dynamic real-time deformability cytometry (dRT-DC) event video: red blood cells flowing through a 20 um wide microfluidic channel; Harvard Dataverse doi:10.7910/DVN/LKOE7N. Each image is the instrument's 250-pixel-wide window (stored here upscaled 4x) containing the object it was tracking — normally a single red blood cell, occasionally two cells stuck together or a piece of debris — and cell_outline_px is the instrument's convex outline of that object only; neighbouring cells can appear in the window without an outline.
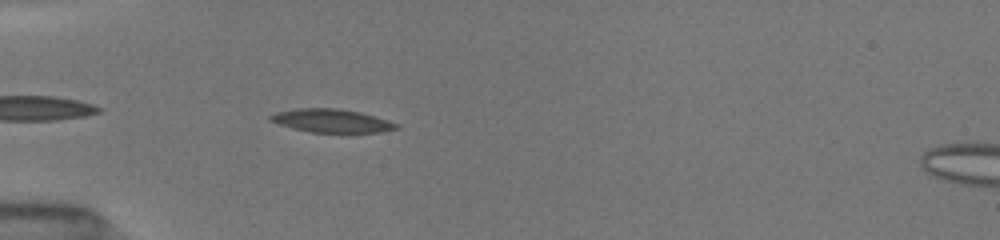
{"species": "common noctule bat (a hibernating species)", "species_latin": "Nyctalus noctula", "temperature_condition": "room temperature", "stored_images_in_passage": 34, "camera_frame_rate_fps": 3000, "um_per_image_px": 0.085, "animal": {"sex": "female", "body_mass_g": 19.5, "forearm_length_mm": 54.1}, "frame": {"image": 1, "passage_image": 3, "time_ms": 0.667, "image_size_px": [1000, 240], "cell_outline_px": [[400, 128], [380, 132], [312, 132], [292, 128], [268, 120], [268, 116], [276, 112], [296, 108], [336, 108], [360, 112], [388, 120], [400, 124]], "centroid_in_image_um": [28.19, 10.26], "position_along_channel_um": 56.8, "area_um2": 17.11}}
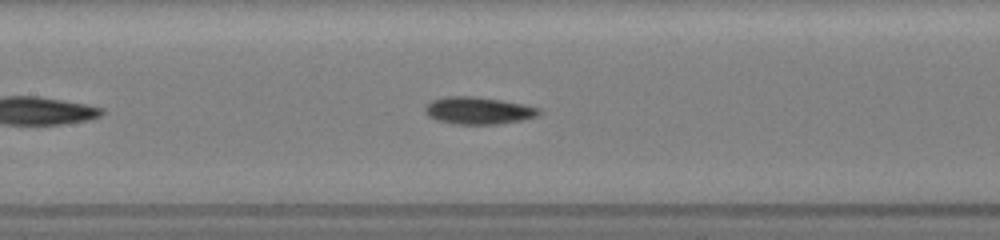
{"frame": {"image": 2, "passage_image": 12, "time_ms": 3.667, "image_size_px": [1000, 240], "cell_outline_px": [[544, 112], [536, 116], [524, 120], [496, 124], [456, 124], [436, 120], [428, 116], [424, 112], [424, 108], [432, 100], [444, 96], [472, 96], [500, 100], [524, 104], [540, 108]], "centroid_in_image_um": [40.67, 9.4], "position_along_channel_um": 166.7, "area_um2": 18.21}}
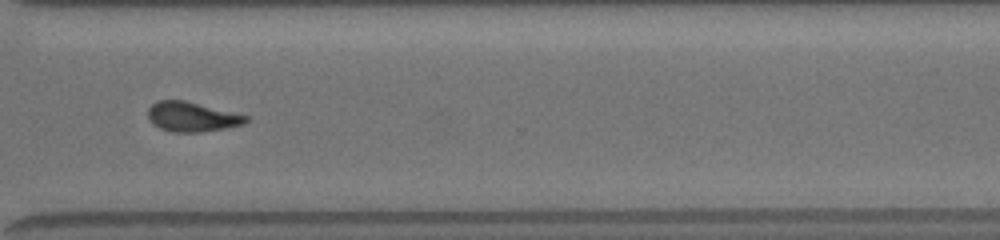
{"frame": {"image": 3, "passage_image": 26, "time_ms": 8.333, "image_size_px": [1000, 240], "cell_outline_px": [[248, 120], [244, 124], [224, 128], [200, 132], [172, 132], [160, 128], [152, 124], [148, 120], [148, 108], [156, 100], [184, 100], [248, 116]], "centroid_in_image_um": [16.26, 9.93], "position_along_channel_um": 354.3, "area_um2": 16.88}, "authors_computed_cell_mechanics": {"area_um2": 17.3689, "velocity_mm_per_s": 4.0216, "shape_relaxation_time_tau1_ms": 5.3299, "shape_relaxation_time_tau2_ms": 2.8609, "deformation_change_tau1": 0.1617, "deformation_change_tau2": 0.1019}}